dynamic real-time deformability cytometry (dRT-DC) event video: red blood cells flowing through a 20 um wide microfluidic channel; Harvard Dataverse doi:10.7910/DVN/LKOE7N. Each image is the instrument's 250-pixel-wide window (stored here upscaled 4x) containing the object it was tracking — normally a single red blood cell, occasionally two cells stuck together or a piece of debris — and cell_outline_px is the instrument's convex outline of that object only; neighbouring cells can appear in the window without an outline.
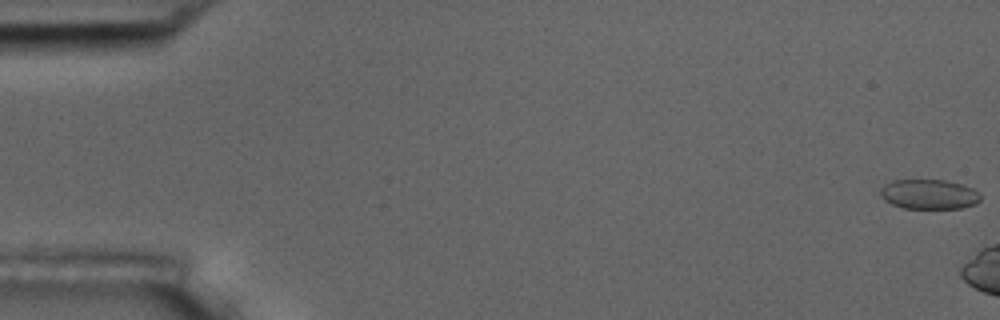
{"species": "common noctule bat (a hibernating species)", "species_latin": "Nyctalus noctula", "temperature_condition": "room temperature", "stored_images_in_passage": 6, "segment_of_instrument_passage": [1, 2], "camera_frame_rate_fps": 3000, "um_per_image_px": 0.085, "animal": {"sex": "male", "body_mass_g": 17.5, "forearm_length_mm": 52.3}, "frame": {"image": 1, "passage_image": 1, "time_ms": 0.0, "image_size_px": [1000, 320], "cell_outline_px": [[980, 200], [976, 204], [960, 208], [904, 208], [892, 204], [884, 200], [880, 196], [880, 188], [884, 184], [892, 180], [944, 180], [960, 184], [972, 188], [980, 192]], "centroid_in_image_um": [78.95, 16.51], "position_along_channel_um": 6.1, "area_um2": 17.4}}